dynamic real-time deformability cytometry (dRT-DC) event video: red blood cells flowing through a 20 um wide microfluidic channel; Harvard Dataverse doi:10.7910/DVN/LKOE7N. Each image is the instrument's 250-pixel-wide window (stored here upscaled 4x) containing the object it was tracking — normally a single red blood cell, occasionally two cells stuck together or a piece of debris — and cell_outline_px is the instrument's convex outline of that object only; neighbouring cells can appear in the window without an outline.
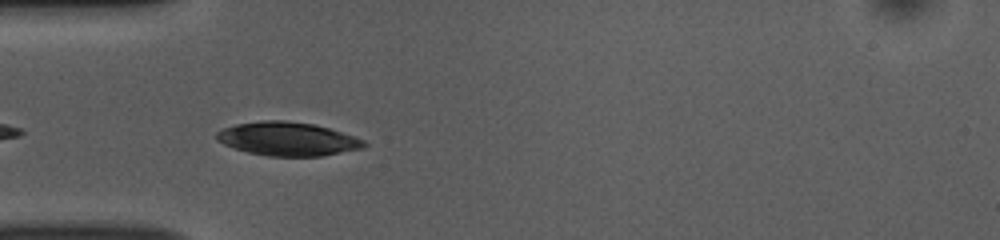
{"species": "common noctule bat (a hibernating species)", "species_latin": "Nyctalus noctula", "temperature_condition": "room temperature", "stored_images_in_passage": 12, "camera_frame_rate_fps": 3000, "um_per_image_px": 0.085, "animal": {"sex": "female", "body_mass_g": 10.0, "forearm_length_mm": 53.1}, "frame": {"image": 1, "passage_image": 3, "time_ms": 0.667, "image_size_px": [1000, 240], "cell_outline_px": [[368, 144], [364, 148], [320, 156], [268, 156], [248, 152], [224, 144], [216, 140], [216, 132], [224, 128], [236, 124], [260, 120], [284, 120], [312, 124], [328, 128], [364, 140]], "centroid_in_image_um": [24.43, 11.8], "position_along_channel_um": 60.6, "area_um2": 28.67}}